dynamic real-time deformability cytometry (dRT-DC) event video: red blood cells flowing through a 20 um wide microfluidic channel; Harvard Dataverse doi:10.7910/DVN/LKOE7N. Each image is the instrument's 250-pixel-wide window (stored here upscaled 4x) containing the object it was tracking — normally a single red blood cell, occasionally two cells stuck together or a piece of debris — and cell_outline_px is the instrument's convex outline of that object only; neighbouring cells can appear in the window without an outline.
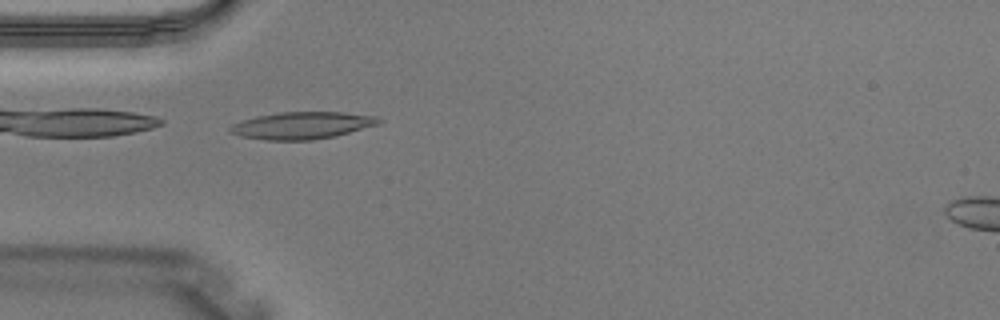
{"species": "Egyptian fruit bat (a non-hibernating species)", "species_latin": "Rousettus aegyptiacus", "temperature_condition": "warm", "stored_images_in_passage": 5, "camera_frame_rate_fps": 3000, "um_per_image_px": 0.085, "animal": {"sex": "male"}, "frame": {"image": 1, "passage_image": 4, "time_ms": 1.0, "image_size_px": [1000, 320], "cell_outline_px": [[384, 120], [380, 124], [336, 136], [312, 140], [268, 140], [240, 136], [228, 132], [228, 128], [232, 124], [256, 116], [280, 112], [344, 112], [376, 116]], "centroid_in_image_um": [25.7, 10.66], "position_along_channel_um": 59.3, "area_um2": 23.64}}